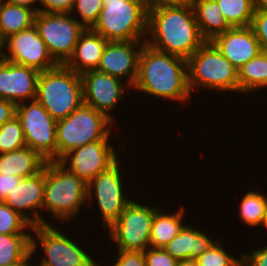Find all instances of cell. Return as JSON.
<instances>
[{
	"label": "cell",
	"instance_id": "obj_1",
	"mask_svg": "<svg viewBox=\"0 0 267 266\" xmlns=\"http://www.w3.org/2000/svg\"><path fill=\"white\" fill-rule=\"evenodd\" d=\"M145 43L152 48L188 60L205 42L193 8L154 5L148 10Z\"/></svg>",
	"mask_w": 267,
	"mask_h": 266
},
{
	"label": "cell",
	"instance_id": "obj_2",
	"mask_svg": "<svg viewBox=\"0 0 267 266\" xmlns=\"http://www.w3.org/2000/svg\"><path fill=\"white\" fill-rule=\"evenodd\" d=\"M132 90L177 102L192 97L188 86V61L144 43L138 58L137 77Z\"/></svg>",
	"mask_w": 267,
	"mask_h": 266
},
{
	"label": "cell",
	"instance_id": "obj_3",
	"mask_svg": "<svg viewBox=\"0 0 267 266\" xmlns=\"http://www.w3.org/2000/svg\"><path fill=\"white\" fill-rule=\"evenodd\" d=\"M87 207V183L58 161L45 164V191L42 209L58 221L71 222Z\"/></svg>",
	"mask_w": 267,
	"mask_h": 266
},
{
	"label": "cell",
	"instance_id": "obj_4",
	"mask_svg": "<svg viewBox=\"0 0 267 266\" xmlns=\"http://www.w3.org/2000/svg\"><path fill=\"white\" fill-rule=\"evenodd\" d=\"M149 0H103L92 30L107 41L146 40Z\"/></svg>",
	"mask_w": 267,
	"mask_h": 266
},
{
	"label": "cell",
	"instance_id": "obj_5",
	"mask_svg": "<svg viewBox=\"0 0 267 266\" xmlns=\"http://www.w3.org/2000/svg\"><path fill=\"white\" fill-rule=\"evenodd\" d=\"M35 100L55 120L66 118L84 103L81 75L61 64L40 72Z\"/></svg>",
	"mask_w": 267,
	"mask_h": 266
},
{
	"label": "cell",
	"instance_id": "obj_6",
	"mask_svg": "<svg viewBox=\"0 0 267 266\" xmlns=\"http://www.w3.org/2000/svg\"><path fill=\"white\" fill-rule=\"evenodd\" d=\"M187 61L191 94L203 88L239 93L238 69L210 41H206Z\"/></svg>",
	"mask_w": 267,
	"mask_h": 266
},
{
	"label": "cell",
	"instance_id": "obj_7",
	"mask_svg": "<svg viewBox=\"0 0 267 266\" xmlns=\"http://www.w3.org/2000/svg\"><path fill=\"white\" fill-rule=\"evenodd\" d=\"M112 123L105 114L84 103L66 118L57 120V161L85 144L110 139Z\"/></svg>",
	"mask_w": 267,
	"mask_h": 266
},
{
	"label": "cell",
	"instance_id": "obj_8",
	"mask_svg": "<svg viewBox=\"0 0 267 266\" xmlns=\"http://www.w3.org/2000/svg\"><path fill=\"white\" fill-rule=\"evenodd\" d=\"M32 236V256L40 248L44 251L41 263L38 266H98V263L79 243H74L72 238L65 236L61 230H57L52 224H40L34 226ZM38 240V241H37ZM46 253V254H45ZM36 266V265H35Z\"/></svg>",
	"mask_w": 267,
	"mask_h": 266
},
{
	"label": "cell",
	"instance_id": "obj_9",
	"mask_svg": "<svg viewBox=\"0 0 267 266\" xmlns=\"http://www.w3.org/2000/svg\"><path fill=\"white\" fill-rule=\"evenodd\" d=\"M122 169L117 160L107 170L100 172L87 184V206L95 197L97 208L102 216V227L110 228L132 201L126 197ZM125 192V193H124Z\"/></svg>",
	"mask_w": 267,
	"mask_h": 266
},
{
	"label": "cell",
	"instance_id": "obj_10",
	"mask_svg": "<svg viewBox=\"0 0 267 266\" xmlns=\"http://www.w3.org/2000/svg\"><path fill=\"white\" fill-rule=\"evenodd\" d=\"M34 25L53 60L61 65L72 56L79 35L85 30L71 13L38 12Z\"/></svg>",
	"mask_w": 267,
	"mask_h": 266
},
{
	"label": "cell",
	"instance_id": "obj_11",
	"mask_svg": "<svg viewBox=\"0 0 267 266\" xmlns=\"http://www.w3.org/2000/svg\"><path fill=\"white\" fill-rule=\"evenodd\" d=\"M16 116L20 119L26 146L47 162L57 161V120L36 100L17 104Z\"/></svg>",
	"mask_w": 267,
	"mask_h": 266
},
{
	"label": "cell",
	"instance_id": "obj_12",
	"mask_svg": "<svg viewBox=\"0 0 267 266\" xmlns=\"http://www.w3.org/2000/svg\"><path fill=\"white\" fill-rule=\"evenodd\" d=\"M158 207L131 201L118 220L108 228L117 250L145 251L150 247L151 224Z\"/></svg>",
	"mask_w": 267,
	"mask_h": 266
},
{
	"label": "cell",
	"instance_id": "obj_13",
	"mask_svg": "<svg viewBox=\"0 0 267 266\" xmlns=\"http://www.w3.org/2000/svg\"><path fill=\"white\" fill-rule=\"evenodd\" d=\"M2 50H5L2 51L3 59L14 64L31 67L39 72L58 65L49 54L35 25L4 38Z\"/></svg>",
	"mask_w": 267,
	"mask_h": 266
},
{
	"label": "cell",
	"instance_id": "obj_14",
	"mask_svg": "<svg viewBox=\"0 0 267 266\" xmlns=\"http://www.w3.org/2000/svg\"><path fill=\"white\" fill-rule=\"evenodd\" d=\"M109 140L101 139L85 144L68 152L58 162L88 184L119 160Z\"/></svg>",
	"mask_w": 267,
	"mask_h": 266
},
{
	"label": "cell",
	"instance_id": "obj_15",
	"mask_svg": "<svg viewBox=\"0 0 267 266\" xmlns=\"http://www.w3.org/2000/svg\"><path fill=\"white\" fill-rule=\"evenodd\" d=\"M81 78L84 104L105 114L115 122V117L110 113L124 99L126 88H130L127 87V83L98 70L84 72Z\"/></svg>",
	"mask_w": 267,
	"mask_h": 266
},
{
	"label": "cell",
	"instance_id": "obj_16",
	"mask_svg": "<svg viewBox=\"0 0 267 266\" xmlns=\"http://www.w3.org/2000/svg\"><path fill=\"white\" fill-rule=\"evenodd\" d=\"M44 191L45 166L36 175L22 178L3 203L15 210L32 227L50 224L51 222H47L43 218L44 215L40 213L43 206Z\"/></svg>",
	"mask_w": 267,
	"mask_h": 266
},
{
	"label": "cell",
	"instance_id": "obj_17",
	"mask_svg": "<svg viewBox=\"0 0 267 266\" xmlns=\"http://www.w3.org/2000/svg\"><path fill=\"white\" fill-rule=\"evenodd\" d=\"M145 41H108L96 70L121 80L127 79L125 82L131 89L137 77L138 58Z\"/></svg>",
	"mask_w": 267,
	"mask_h": 266
},
{
	"label": "cell",
	"instance_id": "obj_18",
	"mask_svg": "<svg viewBox=\"0 0 267 266\" xmlns=\"http://www.w3.org/2000/svg\"><path fill=\"white\" fill-rule=\"evenodd\" d=\"M40 72L0 59V98L16 105L35 100Z\"/></svg>",
	"mask_w": 267,
	"mask_h": 266
},
{
	"label": "cell",
	"instance_id": "obj_19",
	"mask_svg": "<svg viewBox=\"0 0 267 266\" xmlns=\"http://www.w3.org/2000/svg\"><path fill=\"white\" fill-rule=\"evenodd\" d=\"M210 42L236 69L262 51L251 26L231 27L215 36Z\"/></svg>",
	"mask_w": 267,
	"mask_h": 266
},
{
	"label": "cell",
	"instance_id": "obj_20",
	"mask_svg": "<svg viewBox=\"0 0 267 266\" xmlns=\"http://www.w3.org/2000/svg\"><path fill=\"white\" fill-rule=\"evenodd\" d=\"M217 240L198 228L184 225L180 232L163 248L182 264H191L208 250Z\"/></svg>",
	"mask_w": 267,
	"mask_h": 266
},
{
	"label": "cell",
	"instance_id": "obj_21",
	"mask_svg": "<svg viewBox=\"0 0 267 266\" xmlns=\"http://www.w3.org/2000/svg\"><path fill=\"white\" fill-rule=\"evenodd\" d=\"M108 41L92 29H85L78 38L72 56L64 64L77 74L96 70Z\"/></svg>",
	"mask_w": 267,
	"mask_h": 266
},
{
	"label": "cell",
	"instance_id": "obj_22",
	"mask_svg": "<svg viewBox=\"0 0 267 266\" xmlns=\"http://www.w3.org/2000/svg\"><path fill=\"white\" fill-rule=\"evenodd\" d=\"M46 162L37 152L25 146L11 152L0 153V174L30 177L39 173Z\"/></svg>",
	"mask_w": 267,
	"mask_h": 266
},
{
	"label": "cell",
	"instance_id": "obj_23",
	"mask_svg": "<svg viewBox=\"0 0 267 266\" xmlns=\"http://www.w3.org/2000/svg\"><path fill=\"white\" fill-rule=\"evenodd\" d=\"M193 9L200 34L206 41L231 28L215 0H197Z\"/></svg>",
	"mask_w": 267,
	"mask_h": 266
},
{
	"label": "cell",
	"instance_id": "obj_24",
	"mask_svg": "<svg viewBox=\"0 0 267 266\" xmlns=\"http://www.w3.org/2000/svg\"><path fill=\"white\" fill-rule=\"evenodd\" d=\"M174 212L166 214L159 209L155 213L151 224L150 247L164 248L184 227V206Z\"/></svg>",
	"mask_w": 267,
	"mask_h": 266
},
{
	"label": "cell",
	"instance_id": "obj_25",
	"mask_svg": "<svg viewBox=\"0 0 267 266\" xmlns=\"http://www.w3.org/2000/svg\"><path fill=\"white\" fill-rule=\"evenodd\" d=\"M35 12L27 7L0 0V37L18 33L34 25Z\"/></svg>",
	"mask_w": 267,
	"mask_h": 266
},
{
	"label": "cell",
	"instance_id": "obj_26",
	"mask_svg": "<svg viewBox=\"0 0 267 266\" xmlns=\"http://www.w3.org/2000/svg\"><path fill=\"white\" fill-rule=\"evenodd\" d=\"M32 234H0V266L32 262Z\"/></svg>",
	"mask_w": 267,
	"mask_h": 266
},
{
	"label": "cell",
	"instance_id": "obj_27",
	"mask_svg": "<svg viewBox=\"0 0 267 266\" xmlns=\"http://www.w3.org/2000/svg\"><path fill=\"white\" fill-rule=\"evenodd\" d=\"M239 93H249L267 88V52L261 51L238 69Z\"/></svg>",
	"mask_w": 267,
	"mask_h": 266
},
{
	"label": "cell",
	"instance_id": "obj_28",
	"mask_svg": "<svg viewBox=\"0 0 267 266\" xmlns=\"http://www.w3.org/2000/svg\"><path fill=\"white\" fill-rule=\"evenodd\" d=\"M231 27L250 26L255 12V0H215Z\"/></svg>",
	"mask_w": 267,
	"mask_h": 266
},
{
	"label": "cell",
	"instance_id": "obj_29",
	"mask_svg": "<svg viewBox=\"0 0 267 266\" xmlns=\"http://www.w3.org/2000/svg\"><path fill=\"white\" fill-rule=\"evenodd\" d=\"M267 197L262 192L246 191L239 203V217L243 224L256 227L261 225L265 216ZM245 222V223H244Z\"/></svg>",
	"mask_w": 267,
	"mask_h": 266
},
{
	"label": "cell",
	"instance_id": "obj_30",
	"mask_svg": "<svg viewBox=\"0 0 267 266\" xmlns=\"http://www.w3.org/2000/svg\"><path fill=\"white\" fill-rule=\"evenodd\" d=\"M25 146L22 125L15 115L0 127V153L11 152Z\"/></svg>",
	"mask_w": 267,
	"mask_h": 266
},
{
	"label": "cell",
	"instance_id": "obj_31",
	"mask_svg": "<svg viewBox=\"0 0 267 266\" xmlns=\"http://www.w3.org/2000/svg\"><path fill=\"white\" fill-rule=\"evenodd\" d=\"M242 257L235 258L230 256L228 252L223 248L221 239L217 241L206 250L201 256L195 259L192 266H235Z\"/></svg>",
	"mask_w": 267,
	"mask_h": 266
},
{
	"label": "cell",
	"instance_id": "obj_32",
	"mask_svg": "<svg viewBox=\"0 0 267 266\" xmlns=\"http://www.w3.org/2000/svg\"><path fill=\"white\" fill-rule=\"evenodd\" d=\"M33 227L15 210L0 202V234H30Z\"/></svg>",
	"mask_w": 267,
	"mask_h": 266
},
{
	"label": "cell",
	"instance_id": "obj_33",
	"mask_svg": "<svg viewBox=\"0 0 267 266\" xmlns=\"http://www.w3.org/2000/svg\"><path fill=\"white\" fill-rule=\"evenodd\" d=\"M102 8L103 0H73L71 14L77 13L76 15L81 18H77L80 24L85 29H92L99 18Z\"/></svg>",
	"mask_w": 267,
	"mask_h": 266
},
{
	"label": "cell",
	"instance_id": "obj_34",
	"mask_svg": "<svg viewBox=\"0 0 267 266\" xmlns=\"http://www.w3.org/2000/svg\"><path fill=\"white\" fill-rule=\"evenodd\" d=\"M145 266H182L177 259L173 258L163 248L149 247L144 251Z\"/></svg>",
	"mask_w": 267,
	"mask_h": 266
},
{
	"label": "cell",
	"instance_id": "obj_35",
	"mask_svg": "<svg viewBox=\"0 0 267 266\" xmlns=\"http://www.w3.org/2000/svg\"><path fill=\"white\" fill-rule=\"evenodd\" d=\"M115 262L112 266H145L143 251L117 250ZM98 266H101L98 263Z\"/></svg>",
	"mask_w": 267,
	"mask_h": 266
},
{
	"label": "cell",
	"instance_id": "obj_36",
	"mask_svg": "<svg viewBox=\"0 0 267 266\" xmlns=\"http://www.w3.org/2000/svg\"><path fill=\"white\" fill-rule=\"evenodd\" d=\"M250 26L260 43L262 51L267 52V12H254Z\"/></svg>",
	"mask_w": 267,
	"mask_h": 266
},
{
	"label": "cell",
	"instance_id": "obj_37",
	"mask_svg": "<svg viewBox=\"0 0 267 266\" xmlns=\"http://www.w3.org/2000/svg\"><path fill=\"white\" fill-rule=\"evenodd\" d=\"M39 4V12L71 13L73 0H40Z\"/></svg>",
	"mask_w": 267,
	"mask_h": 266
},
{
	"label": "cell",
	"instance_id": "obj_38",
	"mask_svg": "<svg viewBox=\"0 0 267 266\" xmlns=\"http://www.w3.org/2000/svg\"><path fill=\"white\" fill-rule=\"evenodd\" d=\"M250 252L241 254L245 266H267V245Z\"/></svg>",
	"mask_w": 267,
	"mask_h": 266
},
{
	"label": "cell",
	"instance_id": "obj_39",
	"mask_svg": "<svg viewBox=\"0 0 267 266\" xmlns=\"http://www.w3.org/2000/svg\"><path fill=\"white\" fill-rule=\"evenodd\" d=\"M21 177L14 175L0 174V202H3L5 198L13 191L16 185L21 181Z\"/></svg>",
	"mask_w": 267,
	"mask_h": 266
},
{
	"label": "cell",
	"instance_id": "obj_40",
	"mask_svg": "<svg viewBox=\"0 0 267 266\" xmlns=\"http://www.w3.org/2000/svg\"><path fill=\"white\" fill-rule=\"evenodd\" d=\"M16 104L0 98V127L16 115Z\"/></svg>",
	"mask_w": 267,
	"mask_h": 266
},
{
	"label": "cell",
	"instance_id": "obj_41",
	"mask_svg": "<svg viewBox=\"0 0 267 266\" xmlns=\"http://www.w3.org/2000/svg\"><path fill=\"white\" fill-rule=\"evenodd\" d=\"M197 0H152L154 5L178 8H194Z\"/></svg>",
	"mask_w": 267,
	"mask_h": 266
},
{
	"label": "cell",
	"instance_id": "obj_42",
	"mask_svg": "<svg viewBox=\"0 0 267 266\" xmlns=\"http://www.w3.org/2000/svg\"><path fill=\"white\" fill-rule=\"evenodd\" d=\"M7 1L15 5L27 7L33 10L35 13L39 12V6L36 4L37 2L39 3L40 0H7Z\"/></svg>",
	"mask_w": 267,
	"mask_h": 266
},
{
	"label": "cell",
	"instance_id": "obj_43",
	"mask_svg": "<svg viewBox=\"0 0 267 266\" xmlns=\"http://www.w3.org/2000/svg\"><path fill=\"white\" fill-rule=\"evenodd\" d=\"M255 12H267V0H255Z\"/></svg>",
	"mask_w": 267,
	"mask_h": 266
},
{
	"label": "cell",
	"instance_id": "obj_44",
	"mask_svg": "<svg viewBox=\"0 0 267 266\" xmlns=\"http://www.w3.org/2000/svg\"><path fill=\"white\" fill-rule=\"evenodd\" d=\"M262 226H263L265 229H267V204H266L265 216H264V220H263Z\"/></svg>",
	"mask_w": 267,
	"mask_h": 266
},
{
	"label": "cell",
	"instance_id": "obj_45",
	"mask_svg": "<svg viewBox=\"0 0 267 266\" xmlns=\"http://www.w3.org/2000/svg\"><path fill=\"white\" fill-rule=\"evenodd\" d=\"M10 266H33V264H30V262H20V263L13 264Z\"/></svg>",
	"mask_w": 267,
	"mask_h": 266
},
{
	"label": "cell",
	"instance_id": "obj_46",
	"mask_svg": "<svg viewBox=\"0 0 267 266\" xmlns=\"http://www.w3.org/2000/svg\"><path fill=\"white\" fill-rule=\"evenodd\" d=\"M2 42H3V40L1 39V37H0V59H2Z\"/></svg>",
	"mask_w": 267,
	"mask_h": 266
},
{
	"label": "cell",
	"instance_id": "obj_47",
	"mask_svg": "<svg viewBox=\"0 0 267 266\" xmlns=\"http://www.w3.org/2000/svg\"><path fill=\"white\" fill-rule=\"evenodd\" d=\"M235 266H245L243 259H241Z\"/></svg>",
	"mask_w": 267,
	"mask_h": 266
},
{
	"label": "cell",
	"instance_id": "obj_48",
	"mask_svg": "<svg viewBox=\"0 0 267 266\" xmlns=\"http://www.w3.org/2000/svg\"><path fill=\"white\" fill-rule=\"evenodd\" d=\"M182 266H192L191 264H183Z\"/></svg>",
	"mask_w": 267,
	"mask_h": 266
}]
</instances>
